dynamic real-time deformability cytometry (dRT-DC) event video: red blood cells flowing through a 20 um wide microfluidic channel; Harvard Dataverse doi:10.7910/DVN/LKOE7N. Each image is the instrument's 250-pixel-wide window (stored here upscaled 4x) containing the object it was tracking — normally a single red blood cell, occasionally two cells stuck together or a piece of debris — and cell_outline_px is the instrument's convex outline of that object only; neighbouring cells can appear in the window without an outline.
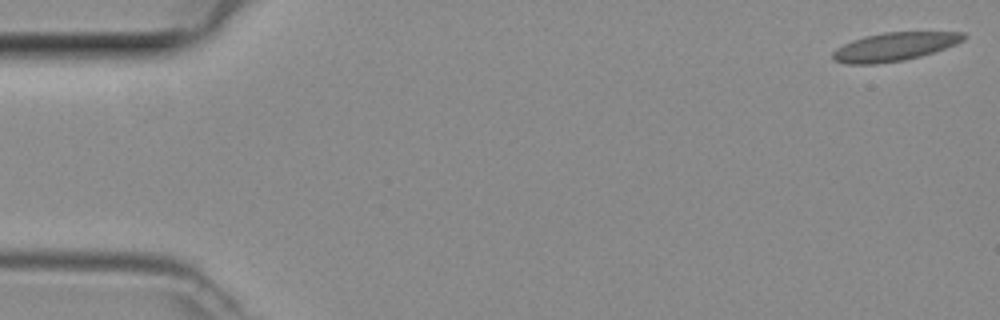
{"species": "common noctule bat (a hibernating species)", "species_latin": "Nyctalus noctula", "temperature_condition": "room temperature", "stored_images_in_passage": 7, "camera_frame_rate_fps": 3000, "um_per_image_px": 0.085, "animal": {"sex": "female", "body_mass_g": 29.2, "forearm_length_mm": 56.3}, "frame": {"image": 1, "passage_image": 1, "time_ms": 0.0, "image_size_px": [1000, 320], "cell_outline_px": [[968, 36], [964, 40], [956, 44], [920, 56], [904, 60], [872, 64], [848, 64], [836, 60], [832, 56], [832, 52], [836, 48], [852, 40], [864, 36], [884, 32], [964, 32]], "centroid_in_image_um": [76.03, 3.96], "position_along_channel_um": 9.0, "area_um2": 21.5}}